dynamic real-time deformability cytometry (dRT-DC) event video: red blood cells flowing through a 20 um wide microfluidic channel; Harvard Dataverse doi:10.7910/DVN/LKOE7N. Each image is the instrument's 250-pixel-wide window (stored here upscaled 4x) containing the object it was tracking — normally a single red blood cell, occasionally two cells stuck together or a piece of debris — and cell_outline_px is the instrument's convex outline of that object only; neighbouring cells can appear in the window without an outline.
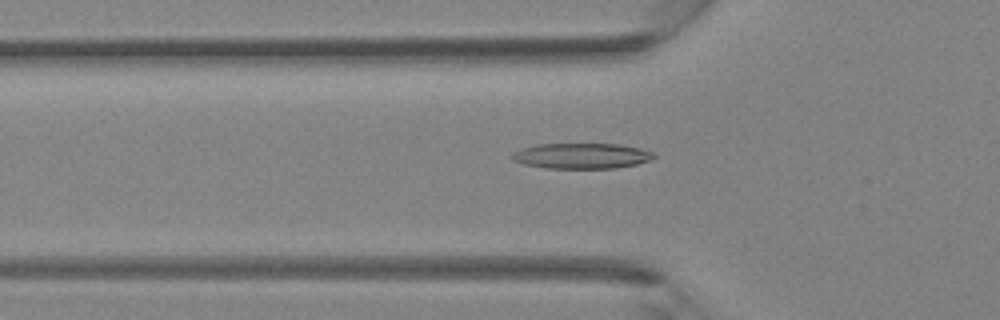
{"species": "Egyptian fruit bat (a non-hibernating species)", "species_latin": "Rousettus aegyptiacus", "temperature_condition": "room temperature", "stored_images_in_passage": 41, "camera_frame_rate_fps": 3000, "um_per_image_px": 0.085, "animal": {"sex": "female"}, "frame": {"image": 1, "passage_image": 14, "time_ms": 4.333, "image_size_px": [1000, 320], "cell_outline_px": [[656, 156], [652, 160], [636, 164], [616, 168], [544, 168], [524, 164], [512, 160], [512, 152], [536, 144], [620, 144], [640, 148], [656, 152]], "centroid_in_image_um": [49.48, 13.25], "position_along_channel_um": 76.3, "area_um2": 21.21}}
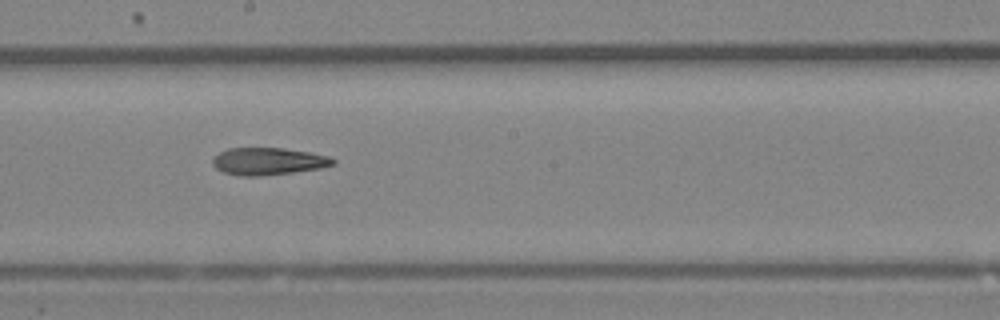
{"frame": {"image": 2, "passage_image": 23, "time_ms": 7.333, "image_size_px": [1000, 320], "cell_outline_px": [[336, 164], [320, 168], [292, 172], [260, 176], [240, 176], [224, 172], [216, 168], [212, 164], [212, 156], [228, 148], [284, 148], [308, 152], [328, 156], [336, 160]], "centroid_in_image_um": [22.77, 13.71], "position_along_channel_um": 225.4, "area_um2": 19.13}}
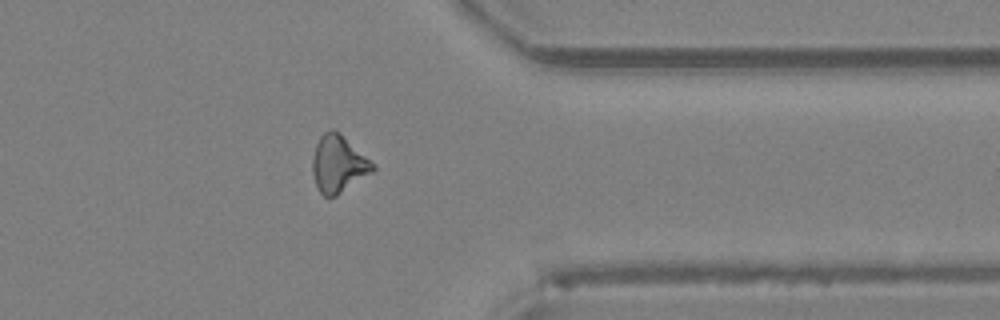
{"frame": {"image": 3, "passage_image": 33, "time_ms": 10.667, "image_size_px": [1000, 320], "cell_outline_px": [[376, 168], [372, 172], [336, 196], [324, 196], [320, 192], [316, 184], [312, 172], [312, 156], [316, 144], [320, 136], [324, 132], [332, 128], [340, 132], [376, 164]], "centroid_in_image_um": [28.77, 13.91], "position_along_channel_um": 382.6, "area_um2": 20.17}}